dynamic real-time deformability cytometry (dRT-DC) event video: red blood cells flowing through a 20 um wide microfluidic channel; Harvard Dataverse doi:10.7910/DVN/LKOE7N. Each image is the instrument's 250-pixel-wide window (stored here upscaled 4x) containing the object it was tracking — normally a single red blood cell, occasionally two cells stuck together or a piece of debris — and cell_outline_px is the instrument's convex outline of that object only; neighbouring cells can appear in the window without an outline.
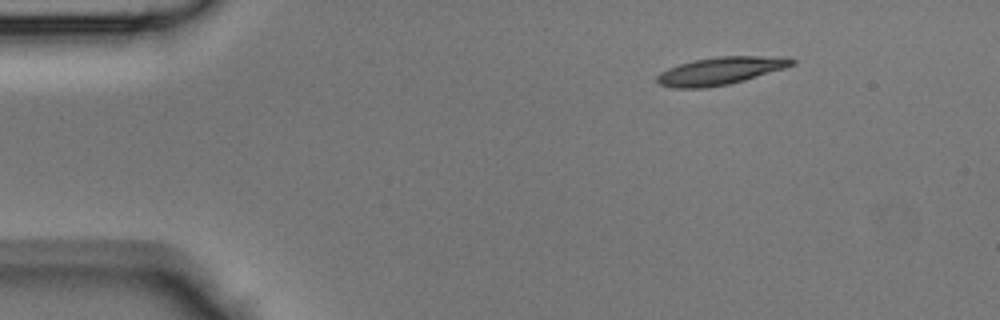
{"species": "Egyptian fruit bat (a non-hibernating species)", "species_latin": "Rousettus aegyptiacus", "temperature_condition": "room temperature", "stored_images_in_passage": 39, "camera_frame_rate_fps": 3000, "um_per_image_px": 0.085, "animal": {"sex": "male"}, "frame": {"image": 1, "passage_image": 1, "time_ms": 0.0, "image_size_px": [1000, 320], "cell_outline_px": [[796, 64], [784, 68], [744, 80], [728, 84], [704, 88], [672, 88], [660, 84], [656, 80], [656, 76], [660, 72], [668, 68], [692, 60], [716, 56], [788, 56], [796, 60]], "centroid_in_image_um": [61.25, 6.01], "position_along_channel_um": 23.7, "area_um2": 21.85}}
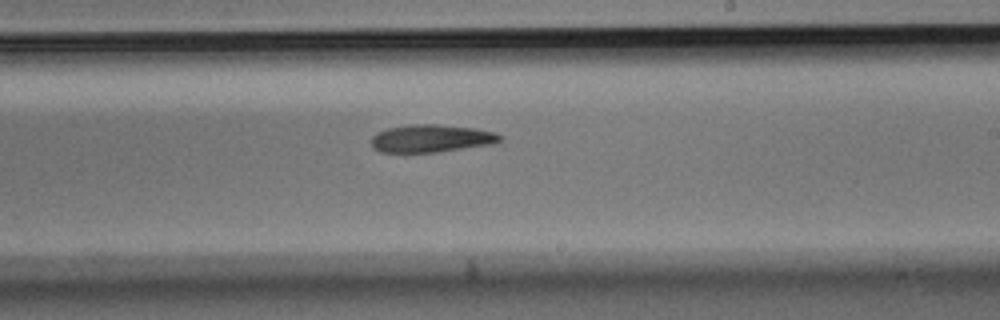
{"frame": {"image": 2, "passage_image": 21, "time_ms": 6.667, "image_size_px": [1000, 320], "cell_outline_px": [[504, 140], [492, 144], [436, 152], [380, 152], [372, 148], [372, 136], [376, 132], [388, 128], [412, 124], [436, 124], [472, 128], [496, 132], [504, 136]], "centroid_in_image_um": [36.67, 11.76], "position_along_channel_um": 252.3, "area_um2": 20.81}}
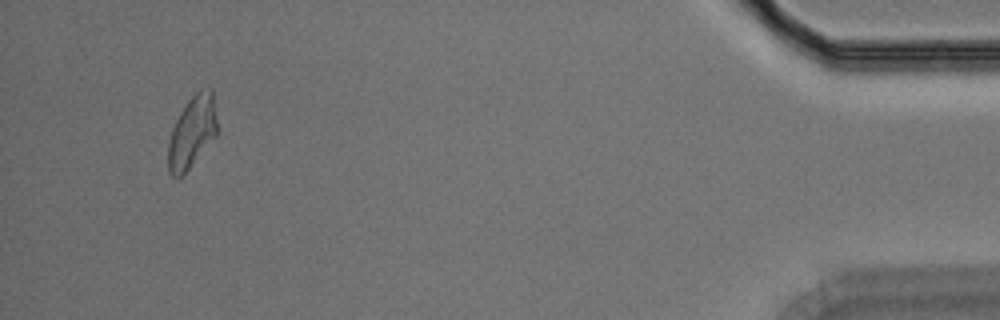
{"frame": {"image": 3, "passage_image": 37, "time_ms": 12.0, "image_size_px": [1000, 320], "cell_outline_px": [[216, 136], [188, 168], [176, 180], [168, 172], [168, 140], [172, 128], [180, 112], [188, 100], [200, 88], [212, 88], [216, 120]], "centroid_in_image_um": [16.3, 11.21], "position_along_channel_um": 418.9, "area_um2": 20.29}}